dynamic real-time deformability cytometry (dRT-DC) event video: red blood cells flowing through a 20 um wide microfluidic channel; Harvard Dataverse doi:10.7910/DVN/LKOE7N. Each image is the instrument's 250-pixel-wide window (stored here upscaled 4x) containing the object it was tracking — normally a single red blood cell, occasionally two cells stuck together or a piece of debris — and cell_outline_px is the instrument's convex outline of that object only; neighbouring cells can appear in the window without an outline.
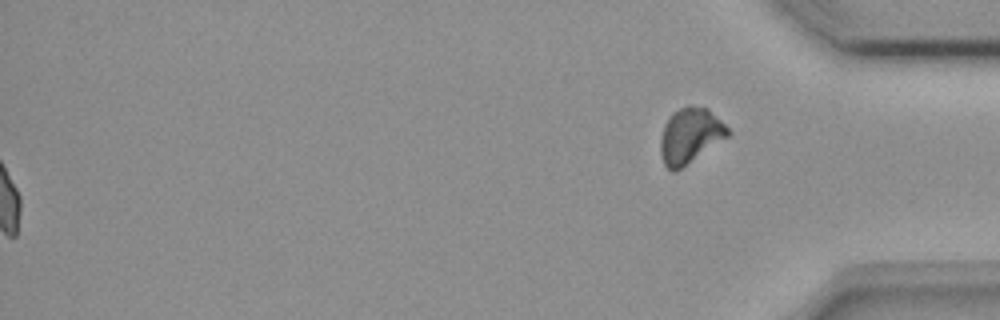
{"species": "common noctule bat (a hibernating species)", "species_latin": "Nyctalus noctula", "temperature_condition": "room temperature", "stored_images_in_passage": 40, "segment_of_instrument_passage": [2, 2], "camera_frame_rate_fps": 3000, "um_per_image_px": 0.085, "animal": {"sex": "female", "body_mass_g": 18.4}, "frame": {"image": 1, "passage_image": 40, "time_ms": 13.0, "image_size_px": [1000, 320], "cell_outline_px": [[732, 132], [728, 136], [676, 172], [672, 172], [664, 164], [660, 156], [660, 140], [664, 124], [672, 112], [688, 104], [708, 108]], "centroid_in_image_um": [58.63, 11.52], "position_along_channel_um": 376.6, "area_um2": 21.79}}